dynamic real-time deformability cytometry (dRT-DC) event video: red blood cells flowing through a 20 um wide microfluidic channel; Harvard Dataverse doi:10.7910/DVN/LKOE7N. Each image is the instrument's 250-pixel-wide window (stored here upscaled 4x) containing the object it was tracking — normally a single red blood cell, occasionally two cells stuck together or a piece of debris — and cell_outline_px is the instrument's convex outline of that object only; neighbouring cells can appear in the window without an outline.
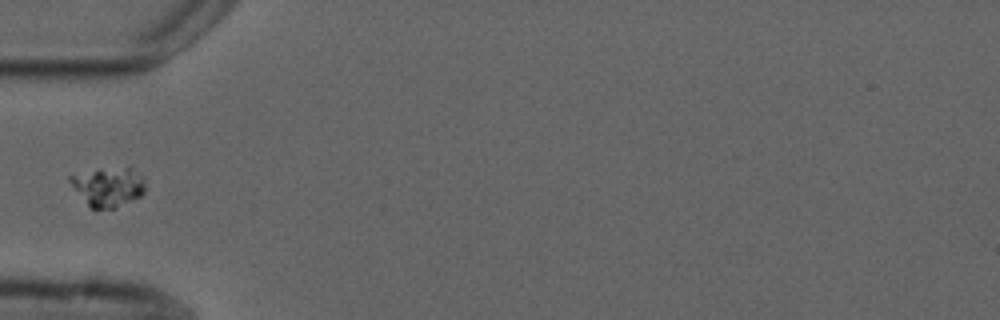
{"species": "common noctule bat (a hibernating species)", "species_latin": "Nyctalus noctula", "temperature_condition": "cold", "stored_images_in_passage": 1, "camera_frame_rate_fps": 3000, "um_per_image_px": 0.085, "animal": {"sex": "male", "forearm_length_mm": 52.5}, "frame": {"image": 1, "passage_image": 1, "time_ms": 0.0, "image_size_px": [1000, 320], "cell_outline_px": [[144, 192], [140, 196], [116, 208], [92, 208], [88, 204], [68, 180], [68, 176], [100, 168], [132, 168], [144, 176]], "centroid_in_image_um": [9.23, 15.85], "position_along_channel_um": 75.8, "area_um2": 16.88}}